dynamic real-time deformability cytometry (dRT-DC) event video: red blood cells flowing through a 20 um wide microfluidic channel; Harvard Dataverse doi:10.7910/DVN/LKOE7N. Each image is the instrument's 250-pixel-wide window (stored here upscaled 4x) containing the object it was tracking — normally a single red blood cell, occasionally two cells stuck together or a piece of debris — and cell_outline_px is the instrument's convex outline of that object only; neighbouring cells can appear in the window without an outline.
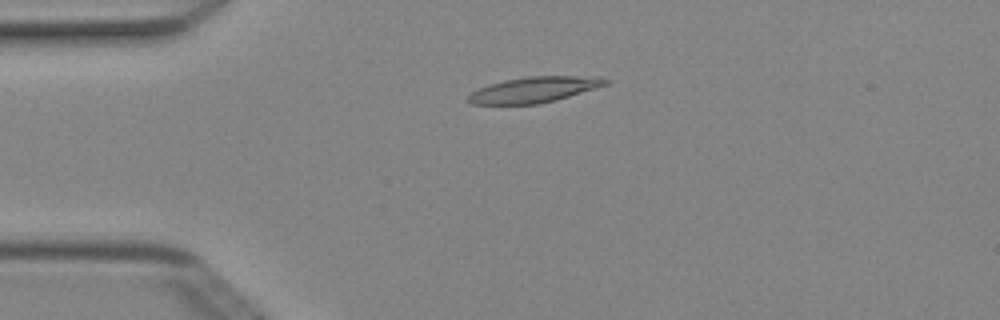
{"species": "Egyptian fruit bat (a non-hibernating species)", "species_latin": "Rousettus aegyptiacus", "temperature_condition": "cold", "stored_images_in_passage": 5, "camera_frame_rate_fps": 3000, "um_per_image_px": 0.085, "animal": {"sex": "female"}, "frame": {"image": 1, "passage_image": 4, "time_ms": 1.0, "image_size_px": [1000, 320], "cell_outline_px": [[612, 80], [608, 84], [596, 88], [556, 100], [540, 104], [472, 104], [468, 100], [468, 96], [472, 92], [488, 84], [504, 80], [528, 76], [600, 76]], "centroid_in_image_um": [45.46, 7.61], "position_along_channel_um": 39.5, "area_um2": 20.63}}